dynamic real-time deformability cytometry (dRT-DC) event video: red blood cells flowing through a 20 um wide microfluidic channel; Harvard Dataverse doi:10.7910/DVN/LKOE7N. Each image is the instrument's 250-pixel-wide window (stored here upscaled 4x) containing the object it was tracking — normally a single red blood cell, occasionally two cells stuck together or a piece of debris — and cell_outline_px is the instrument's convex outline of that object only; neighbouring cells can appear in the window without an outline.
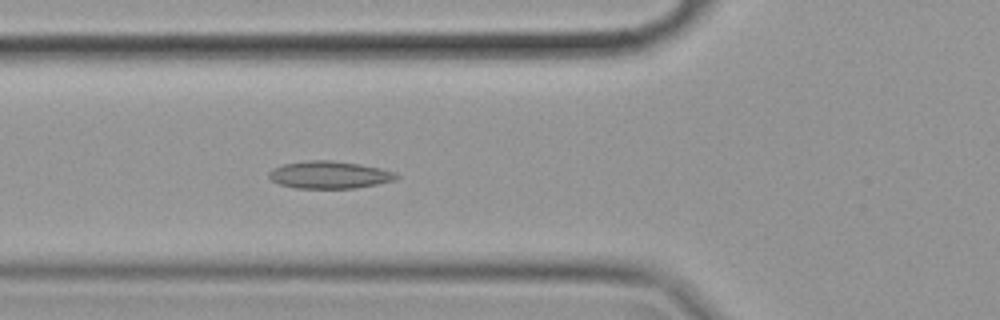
{"species": "common noctule bat (a hibernating species)", "species_latin": "Nyctalus noctula", "temperature_condition": "cold", "stored_images_in_passage": 57, "camera_frame_rate_fps": 3000, "um_per_image_px": 0.085, "animal": {"sex": "female", "body_mass_g": 19.9}, "frame": {"image": 1, "passage_image": 20, "time_ms": 6.333, "image_size_px": [1000, 320], "cell_outline_px": [[400, 176], [396, 180], [356, 188], [296, 188], [280, 184], [272, 180], [268, 176], [268, 172], [272, 168], [284, 164], [308, 160], [332, 160], [360, 164], [380, 168], [396, 172]], "centroid_in_image_um": [28.01, 14.85], "position_along_channel_um": 97.8, "area_um2": 20.4}}
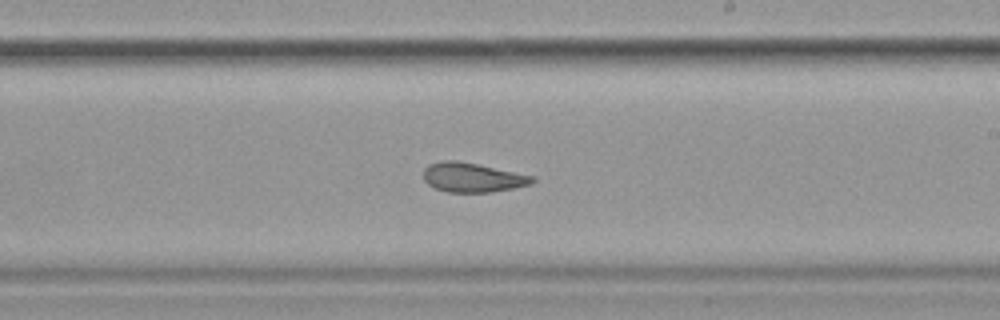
{"frame": {"image": 2, "passage_image": 33, "time_ms": 10.667, "image_size_px": [1000, 320], "cell_outline_px": [[536, 180], [532, 184], [492, 192], [448, 192], [436, 188], [428, 184], [424, 180], [424, 168], [428, 164], [444, 160], [456, 160], [536, 176]], "centroid_in_image_um": [40.18, 15.08], "position_along_channel_um": 248.8, "area_um2": 18.61}}
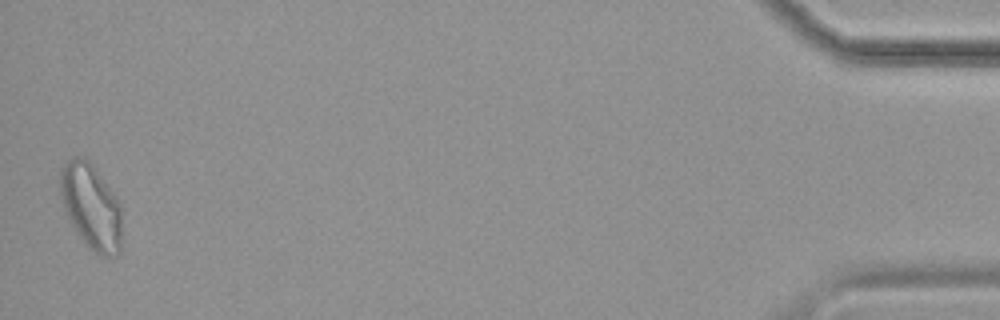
{"frame": {"image": 3, "passage_image": 56, "time_ms": 18.333, "image_size_px": [1000, 320], "cell_outline_px": [[120, 252], [116, 256], [100, 256], [88, 248], [76, 232], [64, 208], [60, 196], [60, 168], [68, 160], [76, 156], [84, 156], [92, 164], [116, 196], [120, 204]], "centroid_in_image_um": [7.73, 17.55], "position_along_channel_um": 427.5, "area_um2": 30.63}, "authors_computed_cell_mechanics": {"area_um2": 20.9814, "velocity_mm_per_s": 3.4919, "shape_relaxation_time_tau1_ms": null, "shape_relaxation_time_tau2_ms": 3.0031, "deformation_change_tau1": null, "deformation_change_tau2": 0.0844}}